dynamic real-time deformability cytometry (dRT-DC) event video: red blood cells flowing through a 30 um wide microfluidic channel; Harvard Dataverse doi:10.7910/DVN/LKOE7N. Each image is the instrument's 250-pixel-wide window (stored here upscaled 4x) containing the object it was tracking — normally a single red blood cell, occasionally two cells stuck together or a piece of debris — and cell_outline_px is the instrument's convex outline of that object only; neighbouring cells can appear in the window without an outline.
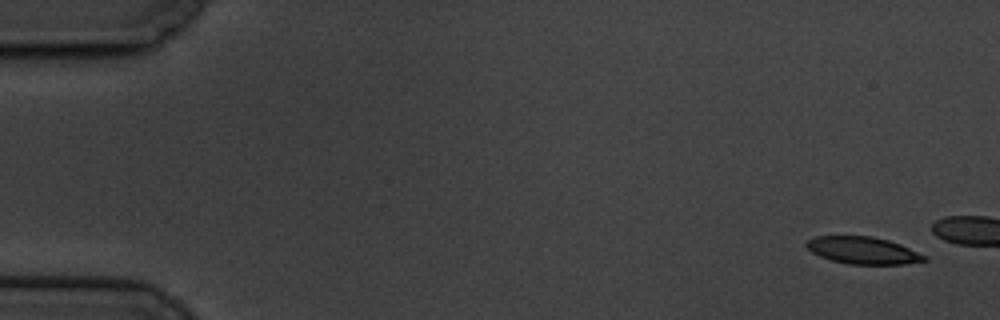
{"species": "common noctule bat (a hibernating species)", "species_latin": "Nyctalus noctula", "temperature_condition": "cold", "stored_images_in_passage": 6, "camera_frame_rate_fps": 3000, "um_per_image_px": 0.085, "animal": {"sex": "male", "body_mass_g": 19.5, "forearm_length_mm": 54.6}, "frame": {"image": 1, "passage_image": 1, "time_ms": 0.0, "image_size_px": [1000, 320], "cell_outline_px": [[928, 260], [904, 264], [848, 264], [832, 260], [820, 256], [812, 252], [804, 244], [808, 240], [816, 236], [872, 236], [888, 240], [900, 244], [924, 256]], "centroid_in_image_um": [73.31, 21.28], "position_along_channel_um": 11.7, "area_um2": 18.38}}
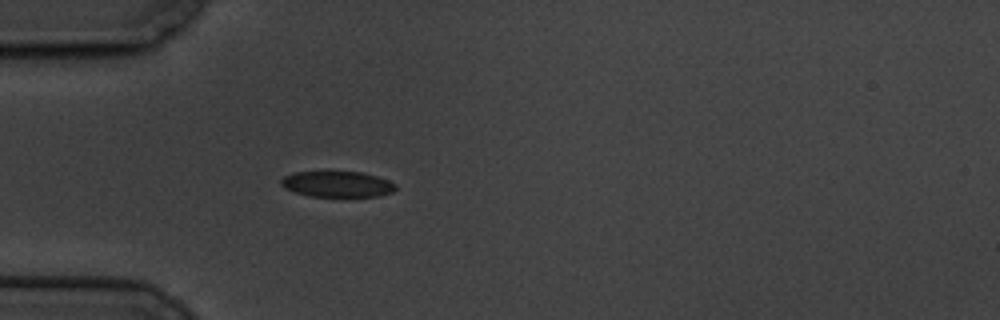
{"frame": {"image": 2, "passage_image": 6, "time_ms": 6.667, "image_size_px": [1000, 320], "cell_outline_px": [[396, 188], [392, 192], [380, 196], [312, 196], [296, 192], [284, 188], [280, 184], [280, 180], [284, 176], [292, 172], [360, 172], [376, 176], [388, 180], [396, 184]], "centroid_in_image_um": [28.66, 15.65], "position_along_channel_um": 56.3, "area_um2": 17.11}}